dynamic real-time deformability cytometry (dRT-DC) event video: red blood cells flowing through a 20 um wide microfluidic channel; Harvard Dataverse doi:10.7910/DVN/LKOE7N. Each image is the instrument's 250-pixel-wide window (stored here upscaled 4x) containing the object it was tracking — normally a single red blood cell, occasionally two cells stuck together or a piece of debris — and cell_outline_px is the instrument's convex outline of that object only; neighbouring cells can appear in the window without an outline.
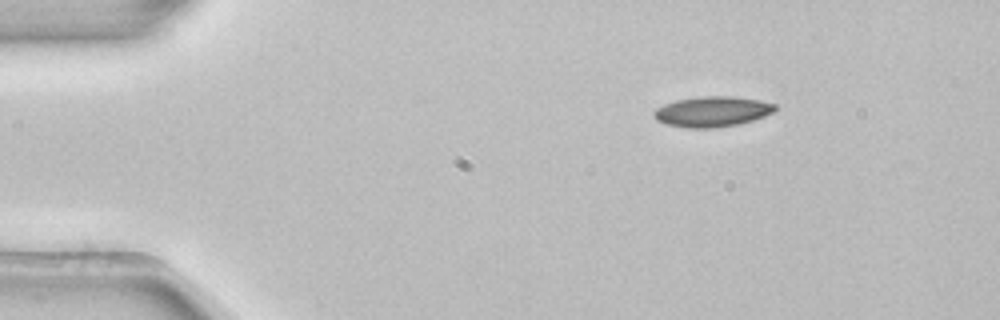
{"species": "common noctule bat (a hibernating species)", "species_latin": "Nyctalus noctula", "temperature_condition": "room temperature", "stored_images_in_passage": 3, "camera_frame_rate_fps": 3000, "um_per_image_px": 0.085, "animal": {"sex": "female", "body_mass_g": 22.7, "forearm_length_mm": 54.2}, "frame": {"image": 1, "passage_image": 1, "time_ms": 0.0, "image_size_px": [1000, 320], "cell_outline_px": [[776, 108], [772, 112], [764, 116], [740, 124], [712, 128], [684, 128], [664, 124], [656, 120], [652, 116], [652, 112], [656, 108], [664, 104], [676, 100], [700, 96], [732, 96], [760, 100], [776, 104]], "centroid_in_image_um": [60.49, 9.49], "position_along_channel_um": 24.5, "area_um2": 21.68}}